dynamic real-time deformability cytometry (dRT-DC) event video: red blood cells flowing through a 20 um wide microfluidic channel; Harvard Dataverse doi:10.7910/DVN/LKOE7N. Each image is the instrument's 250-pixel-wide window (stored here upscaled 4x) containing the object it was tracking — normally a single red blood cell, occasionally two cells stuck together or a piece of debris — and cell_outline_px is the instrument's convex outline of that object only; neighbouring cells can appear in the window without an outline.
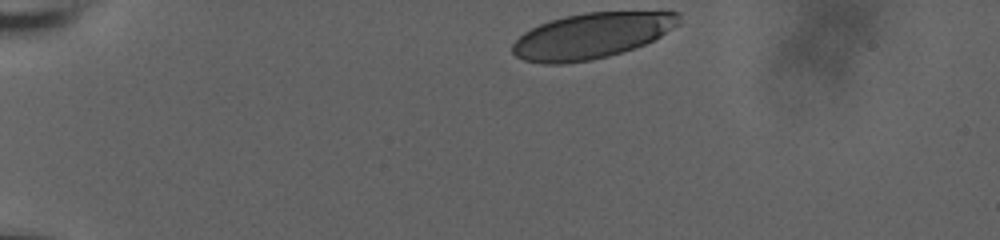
{"species": "human", "species_latin": "Homo sapiens", "temperature_condition": "room temperature", "stored_images_in_passage": 38, "camera_frame_rate_fps": 3000, "um_per_image_px": 0.085, "donor": {"sex": "male"}, "frame": {"image": 1, "passage_image": 1, "time_ms": 0.0, "image_size_px": [1000, 240], "cell_outline_px": [[680, 24], [660, 36], [644, 44], [608, 56], [592, 60], [564, 64], [544, 64], [524, 60], [516, 56], [512, 52], [512, 44], [524, 32], [540, 24], [564, 16], [584, 12], [680, 12]], "centroid_in_image_um": [50.27, 3.04], "position_along_channel_um": 34.7, "area_um2": 43.99}}
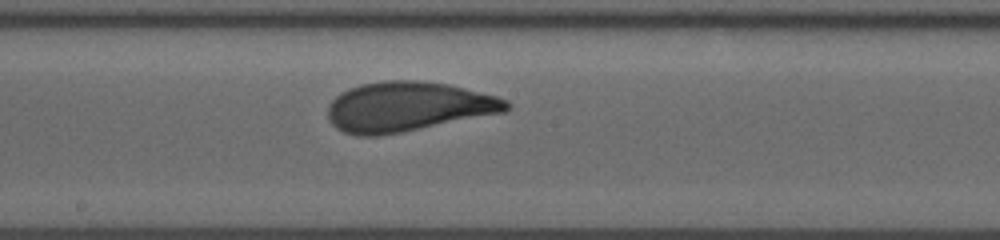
{"frame": {"image": 2, "passage_image": 22, "time_ms": 7.0, "image_size_px": [1000, 240], "cell_outline_px": [[512, 104], [504, 112], [400, 132], [376, 136], [356, 136], [344, 132], [336, 128], [328, 120], [328, 104], [340, 92], [360, 84], [384, 80], [420, 80], [448, 84], [496, 96], [508, 100]], "centroid_in_image_um": [34.63, 9.06], "position_along_channel_um": 213.6, "area_um2": 51.62}}
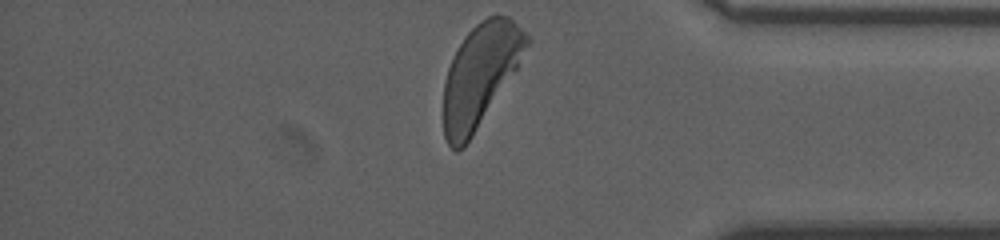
{"frame": {"image": 3, "passage_image": 38, "time_ms": 12.333, "image_size_px": [1000, 240], "cell_outline_px": [[532, 40], [516, 68], [472, 136], [464, 148], [456, 152], [448, 144], [444, 136], [444, 84], [448, 68], [464, 36], [480, 20], [488, 16], [508, 16]], "centroid_in_image_um": [40.8, 6.39], "position_along_channel_um": 394.4, "area_um2": 48.49}, "authors_computed_cell_mechanics": {"area_um2": 49.997, "velocity_mm_per_s": 3.6781, "shape_relaxation_time_tau1_ms": 4.1025, "shape_relaxation_time_tau2_ms": null, "deformation_change_tau1": 0.1636, "deformation_change_tau2": null}}